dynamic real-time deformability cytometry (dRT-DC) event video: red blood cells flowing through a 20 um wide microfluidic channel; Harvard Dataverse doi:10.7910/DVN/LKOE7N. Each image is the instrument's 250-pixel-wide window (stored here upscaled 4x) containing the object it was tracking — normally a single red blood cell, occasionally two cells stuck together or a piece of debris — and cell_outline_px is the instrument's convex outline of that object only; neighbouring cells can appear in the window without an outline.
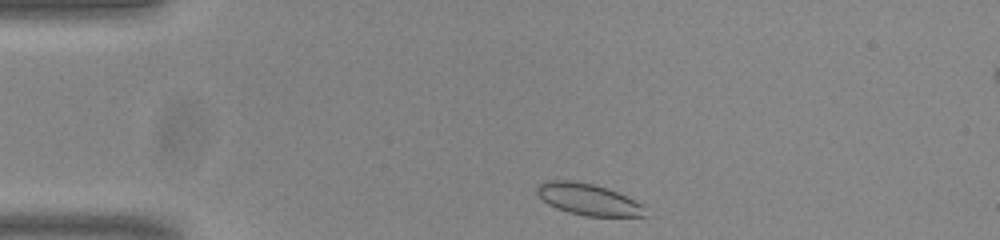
{"species": "common noctule bat (a hibernating species)", "species_latin": "Nyctalus noctula", "temperature_condition": "room temperature", "stored_images_in_passage": 44, "camera_frame_rate_fps": 3000, "um_per_image_px": 0.085, "animal": {"sex": "male", "body_mass_g": 20.0, "forearm_length_mm": 53.3}, "frame": {"image": 1, "passage_image": 1, "time_ms": 0.0, "image_size_px": [1000, 240], "cell_outline_px": [[644, 216], [584, 216], [568, 212], [556, 208], [548, 204], [536, 192], [536, 188], [540, 184], [548, 180], [572, 180], [592, 184], [616, 192], [640, 204], [644, 208]], "centroid_in_image_um": [49.92, 16.95], "position_along_channel_um": 35.1, "area_um2": 19.36}}
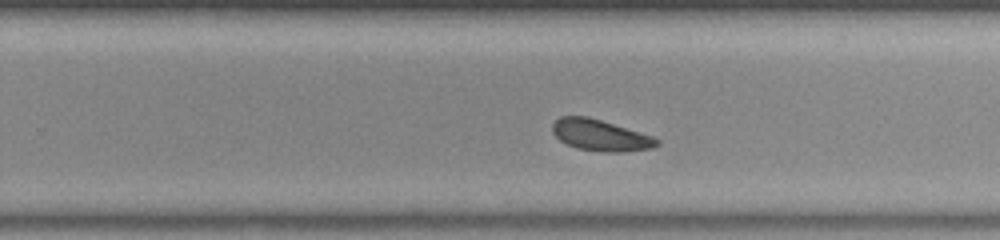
{"frame": {"image": 2, "passage_image": 24, "time_ms": 7.667, "image_size_px": [1000, 240], "cell_outline_px": [[660, 144], [652, 148], [624, 152], [604, 152], [576, 148], [560, 140], [552, 132], [552, 124], [560, 116], [588, 116], [652, 136], [660, 140]], "centroid_in_image_um": [51.03, 11.5], "position_along_channel_um": 278.8, "area_um2": 18.96}}
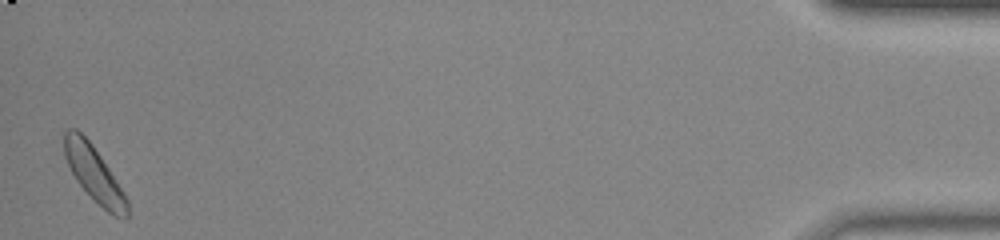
{"frame": {"image": 3, "passage_image": 43, "time_ms": 14.0, "image_size_px": [1000, 240], "cell_outline_px": [[128, 216], [124, 220], [108, 212], [80, 184], [72, 172], [64, 156], [64, 132], [68, 128], [76, 128], [92, 144], [124, 192], [128, 200]], "centroid_in_image_um": [8.0, 14.76], "position_along_channel_um": 427.2, "area_um2": 19.71}, "authors_computed_cell_mechanics": {"area_um2": 19.5653, "velocity_mm_per_s": 3.7708, "shape_relaxation_time_tau1_ms": 4.8776, "shape_relaxation_time_tau2_ms": 2.0151, "deformation_change_tau1": 0.107, "deformation_change_tau2": 0.0555}}